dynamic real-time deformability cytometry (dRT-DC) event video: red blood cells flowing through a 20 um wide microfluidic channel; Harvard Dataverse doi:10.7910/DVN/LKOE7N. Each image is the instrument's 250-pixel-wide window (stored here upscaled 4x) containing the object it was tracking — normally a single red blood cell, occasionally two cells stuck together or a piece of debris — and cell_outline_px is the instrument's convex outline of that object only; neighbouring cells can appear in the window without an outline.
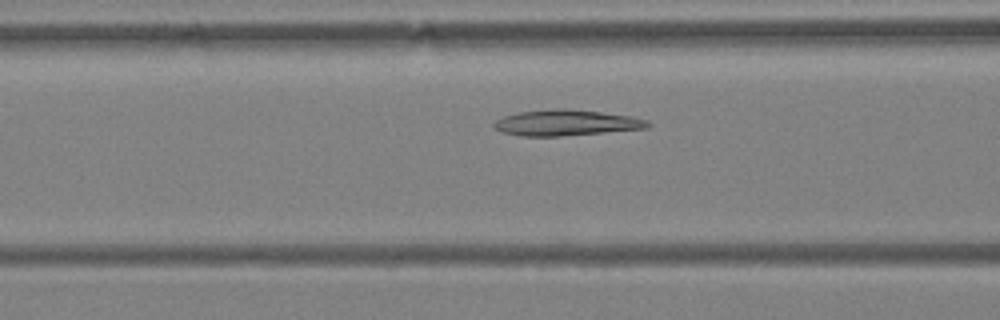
{"species": "Egyptian fruit bat (a non-hibernating species)", "species_latin": "Rousettus aegyptiacus", "temperature_condition": "warm", "stored_images_in_passage": 49, "camera_frame_rate_fps": 3000, "um_per_image_px": 0.085, "animal": {"sex": "female"}, "frame": {"image": 1, "passage_image": 15, "time_ms": 4.667, "image_size_px": [1000, 320], "cell_outline_px": [[652, 124], [648, 128], [560, 136], [520, 136], [500, 132], [492, 124], [496, 120], [504, 116], [520, 112], [560, 108], [564, 108], [600, 112], [632, 116], [648, 120]], "centroid_in_image_um": [48.13, 10.44], "position_along_channel_um": 118.5, "area_um2": 23.06}}
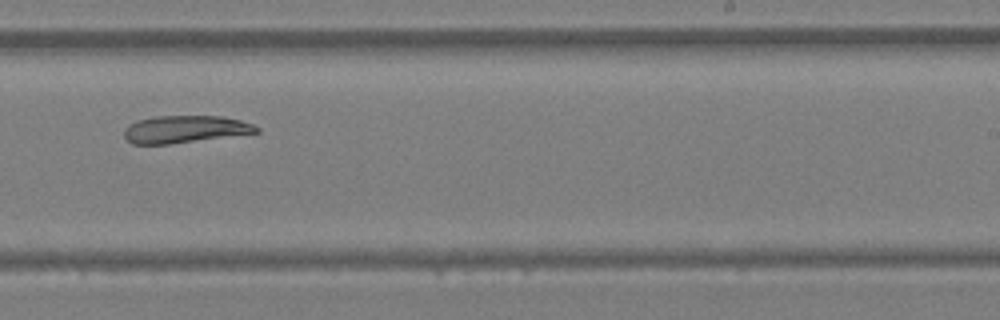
{"frame": {"image": 2, "passage_image": 28, "time_ms": 9.0, "image_size_px": [1000, 320], "cell_outline_px": [[260, 132], [168, 144], [132, 144], [124, 136], [124, 128], [128, 124], [136, 120], [156, 116], [220, 116], [240, 120], [252, 124], [260, 128]], "centroid_in_image_um": [15.68, 10.98], "position_along_channel_um": 273.3, "area_um2": 20.98}}
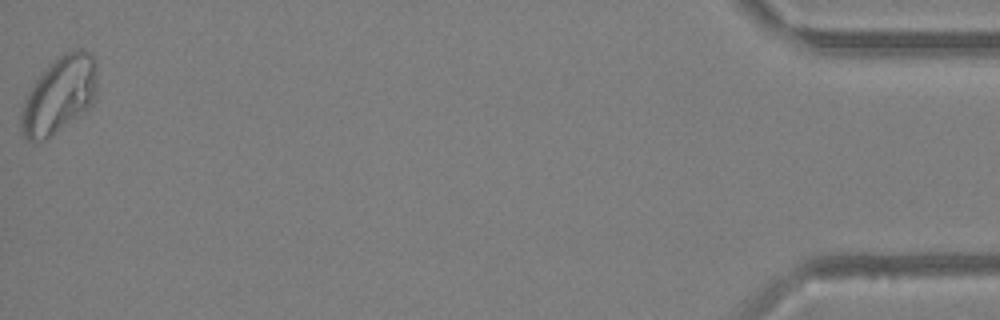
{"frame": {"image": 3, "passage_image": 49, "time_ms": 16.0, "image_size_px": [1000, 320], "cell_outline_px": [[96, 96], [92, 104], [84, 112], [44, 140], [32, 144], [24, 136], [20, 128], [20, 112], [36, 80], [64, 52], [80, 48], [92, 52], [96, 56]], "centroid_in_image_um": [5.07, 8.08], "position_along_channel_um": 430.1, "area_um2": 33.64}}